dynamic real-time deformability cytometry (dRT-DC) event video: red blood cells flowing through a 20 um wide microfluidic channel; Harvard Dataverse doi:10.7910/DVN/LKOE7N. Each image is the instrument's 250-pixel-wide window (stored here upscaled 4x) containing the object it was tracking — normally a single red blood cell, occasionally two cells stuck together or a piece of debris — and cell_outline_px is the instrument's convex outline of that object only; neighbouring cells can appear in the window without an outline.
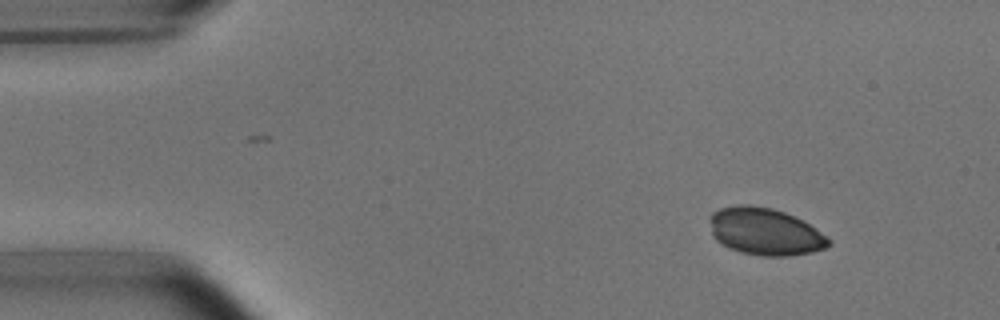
{"species": "common noctule bat (a hibernating species)", "species_latin": "Nyctalus noctula", "temperature_condition": "room temperature", "stored_images_in_passage": 7, "camera_frame_rate_fps": 3000, "um_per_image_px": 0.085, "animal": {"sex": "male", "body_mass_g": 15.6}, "frame": {"image": 1, "passage_image": 1, "time_ms": 0.0, "image_size_px": [1000, 320], "cell_outline_px": [[832, 244], [824, 248], [812, 252], [788, 256], [764, 256], [740, 252], [728, 248], [720, 244], [712, 236], [708, 220], [708, 216], [712, 212], [720, 208], [740, 204], [752, 204], [772, 208], [784, 212], [808, 224], [832, 240]], "centroid_in_image_um": [64.96, 19.68], "position_along_channel_um": 20.0, "area_um2": 32.95}}